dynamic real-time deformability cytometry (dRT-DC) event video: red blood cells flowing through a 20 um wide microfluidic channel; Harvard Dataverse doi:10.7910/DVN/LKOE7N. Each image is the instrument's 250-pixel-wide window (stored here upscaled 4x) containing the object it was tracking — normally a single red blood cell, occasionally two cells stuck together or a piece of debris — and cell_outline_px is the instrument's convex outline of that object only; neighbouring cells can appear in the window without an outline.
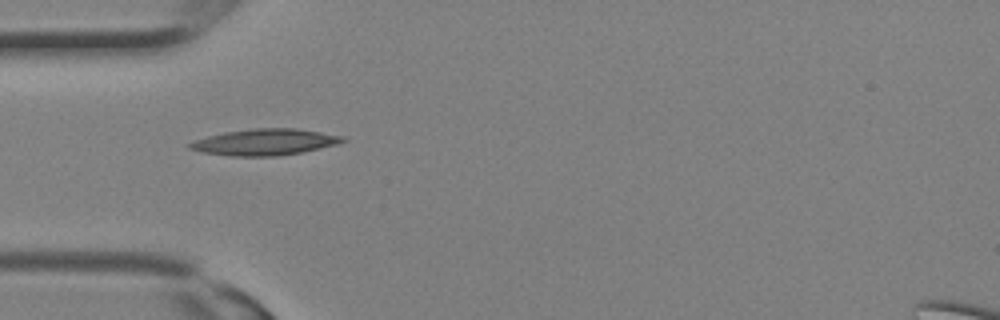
{"species": "Egyptian fruit bat (a non-hibernating species)", "species_latin": "Rousettus aegyptiacus", "temperature_condition": "room temperature", "stored_images_in_passage": 21, "camera_frame_rate_fps": 3000, "um_per_image_px": 0.085, "animal": {"sex": "female"}, "frame": {"image": 1, "passage_image": 1, "time_ms": 0.0, "image_size_px": [1000, 320], "cell_outline_px": [[348, 140], [336, 144], [300, 152], [280, 156], [232, 156], [200, 152], [188, 148], [184, 144], [208, 136], [224, 132], [252, 128], [296, 128], [344, 136]], "centroid_in_image_um": [22.46, 12.07], "position_along_channel_um": 62.5, "area_um2": 23.47}}
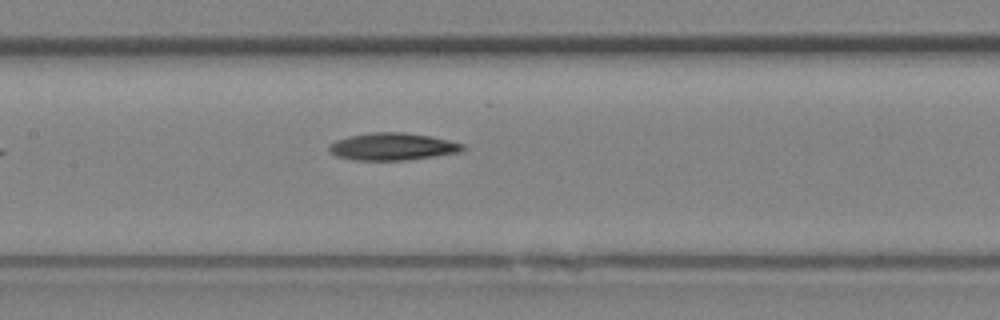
{"frame": {"image": 2, "passage_image": 6, "time_ms": 1.667, "image_size_px": [1000, 320], "cell_outline_px": [[468, 148], [460, 152], [404, 160], [352, 160], [336, 156], [328, 148], [328, 144], [336, 140], [348, 136], [372, 132], [404, 132], [428, 136], [448, 140], [464, 144]], "centroid_in_image_um": [33.35, 12.46], "position_along_channel_um": 174.1, "area_um2": 21.21}}
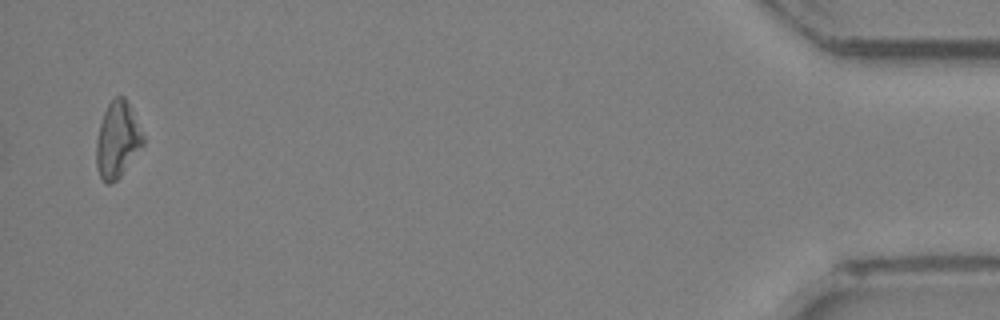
{"frame": {"image": 3, "passage_image": 21, "time_ms": 6.667, "image_size_px": [1000, 320], "cell_outline_px": [[144, 144], [120, 176], [116, 180], [108, 184], [100, 176], [96, 164], [96, 140], [100, 124], [104, 112], [108, 104], [116, 96], [124, 96], [144, 136]], "centroid_in_image_um": [9.97, 11.89], "position_along_channel_um": 425.2, "area_um2": 20.29}}